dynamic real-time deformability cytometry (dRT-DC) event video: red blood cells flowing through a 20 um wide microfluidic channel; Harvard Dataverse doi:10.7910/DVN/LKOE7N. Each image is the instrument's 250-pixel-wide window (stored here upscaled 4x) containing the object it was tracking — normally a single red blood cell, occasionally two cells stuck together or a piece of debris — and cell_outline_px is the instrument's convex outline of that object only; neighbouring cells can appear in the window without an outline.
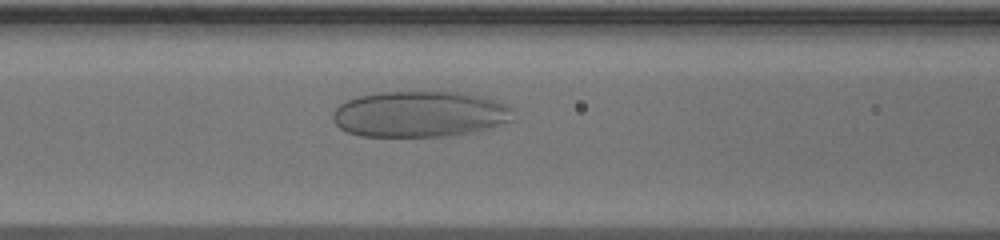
{"species": "human", "species_latin": "Homo sapiens", "temperature_condition": "warm", "stored_images_in_passage": 40, "camera_frame_rate_fps": 3000, "um_per_image_px": 0.085, "donor": {"sex": "male"}, "frame": {"image": 1, "passage_image": 11, "time_ms": 3.333, "image_size_px": [1000, 240], "cell_outline_px": [[512, 120], [500, 124], [468, 132], [448, 136], [360, 136], [348, 132], [340, 128], [332, 120], [332, 112], [340, 104], [348, 100], [360, 96], [380, 92], [460, 92], [480, 96], [496, 100], [508, 104], [512, 108]], "centroid_in_image_um": [35.65, 9.69], "position_along_channel_um": 130.9, "area_um2": 48.09}}
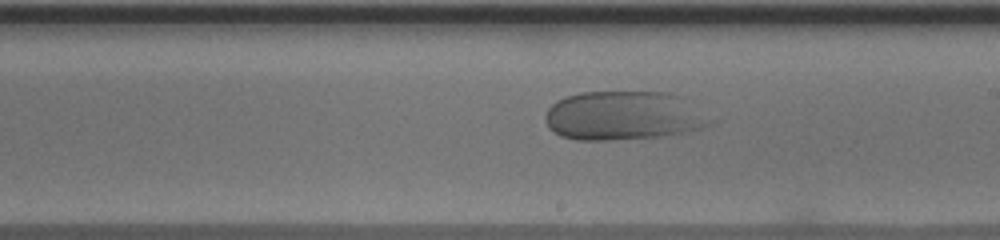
{"frame": {"image": 2, "passage_image": 19, "time_ms": 6.0, "image_size_px": [1000, 240], "cell_outline_px": [[716, 120], [712, 124], [688, 132], [660, 136], [608, 140], [576, 140], [560, 136], [552, 132], [548, 128], [544, 116], [548, 108], [556, 100], [564, 96], [580, 92], [668, 92], [680, 96]], "centroid_in_image_um": [52.98, 9.83], "position_along_channel_um": 236.0, "area_um2": 47.51}}
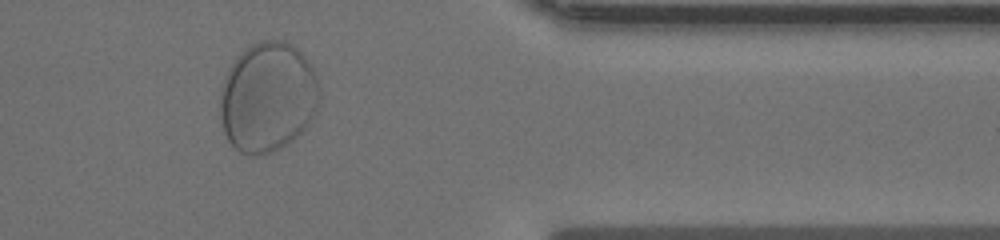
{"frame": {"image": 3, "passage_image": 32, "time_ms": 10.333, "image_size_px": [1000, 240], "cell_outline_px": [[316, 112], [304, 128], [296, 136], [280, 148], [272, 152], [256, 156], [252, 156], [240, 152], [228, 140], [224, 132], [220, 116], [220, 88], [228, 68], [240, 52], [244, 48], [252, 44], [264, 40], [280, 40], [292, 44], [304, 56], [312, 68], [316, 80]], "centroid_in_image_um": [22.69, 8.25], "position_along_channel_um": 388.7, "area_um2": 63.18}}